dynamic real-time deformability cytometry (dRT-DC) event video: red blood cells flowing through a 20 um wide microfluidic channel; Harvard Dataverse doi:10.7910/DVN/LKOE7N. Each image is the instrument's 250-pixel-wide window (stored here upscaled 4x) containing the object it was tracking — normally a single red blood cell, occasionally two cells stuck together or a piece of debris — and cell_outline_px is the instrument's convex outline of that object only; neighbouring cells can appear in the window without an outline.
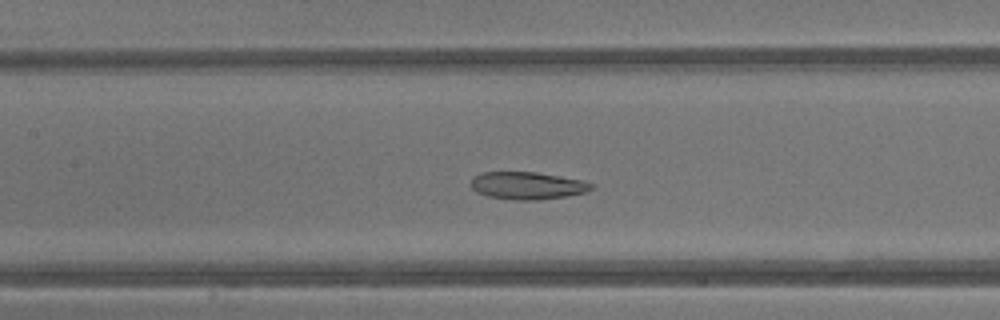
{"species": "common noctule bat (a hibernating species)", "species_latin": "Nyctalus noctula", "temperature_condition": "warm", "stored_images_in_passage": 42, "camera_frame_rate_fps": 3000, "um_per_image_px": 0.085, "animal": {"sex": "male", "body_mass_g": 13.3}, "frame": {"image": 1, "passage_image": 20, "time_ms": 6.333, "image_size_px": [1000, 320], "cell_outline_px": [[592, 188], [588, 192], [568, 196], [536, 200], [516, 200], [488, 196], [476, 192], [472, 188], [472, 176], [484, 172], [536, 172], [580, 180], [592, 184]], "centroid_in_image_um": [44.81, 15.78], "position_along_channel_um": 162.6, "area_um2": 19.13}}
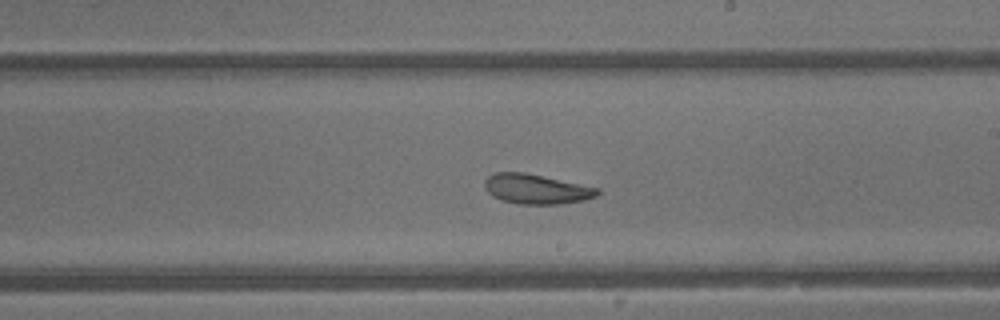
{"frame": {"image": 2, "passage_image": 25, "time_ms": 8.0, "image_size_px": [1000, 320], "cell_outline_px": [[600, 192], [596, 196], [580, 200], [560, 204], [520, 204], [500, 200], [492, 196], [484, 188], [484, 180], [488, 176], [496, 172], [524, 172], [600, 188]], "centroid_in_image_um": [45.54, 16.06], "position_along_channel_um": 243.5, "area_um2": 19.54}}
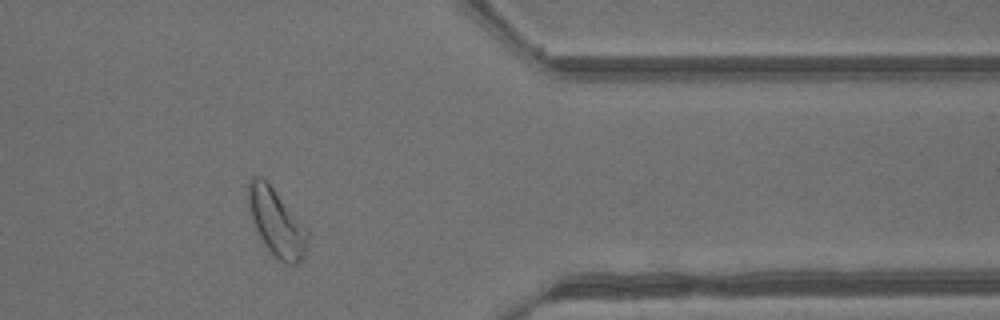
{"frame": {"image": 3, "passage_image": 35, "time_ms": 11.333, "image_size_px": [1000, 320], "cell_outline_px": [[308, 240], [304, 256], [296, 264], [284, 264], [264, 244], [252, 220], [248, 208], [248, 180], [252, 176], [260, 176], [272, 188], [308, 228]], "centroid_in_image_um": [23.5, 18.91], "position_along_channel_um": 387.9, "area_um2": 22.89}, "authors_computed_cell_mechanics": {"area_um2": 23.9581, "velocity_mm_per_s": 4.867, "shape_relaxation_time_tau1_ms": 8.7302, "shape_relaxation_time_tau2_ms": 2.7779, "deformation_change_tau1": 0.1954, "deformation_change_tau2": 0.0994}}